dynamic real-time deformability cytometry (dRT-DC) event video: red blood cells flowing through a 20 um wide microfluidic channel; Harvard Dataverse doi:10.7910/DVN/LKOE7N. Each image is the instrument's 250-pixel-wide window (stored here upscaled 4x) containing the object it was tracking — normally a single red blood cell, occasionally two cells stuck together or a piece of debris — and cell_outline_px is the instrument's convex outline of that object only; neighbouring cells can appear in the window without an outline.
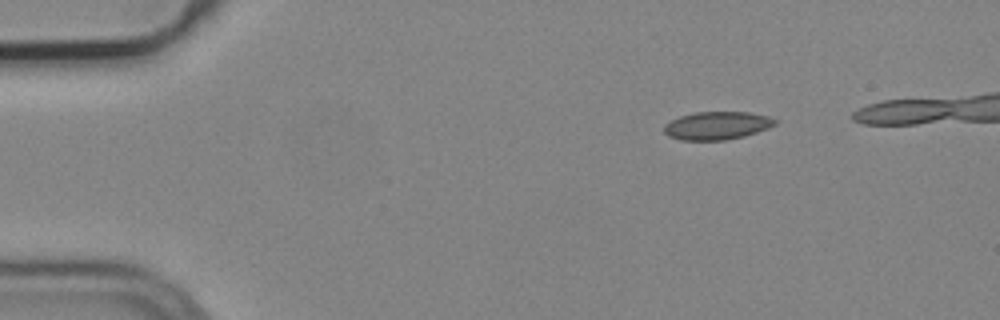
{"species": "common noctule bat (a hibernating species)", "species_latin": "Nyctalus noctula", "temperature_condition": "cold", "stored_images_in_passage": 4, "camera_frame_rate_fps": 3000, "um_per_image_px": 0.085, "animal": {"sex": "male", "body_mass_g": 19.2, "forearm_length_mm": 51.8}, "frame": {"image": 1, "passage_image": 1, "time_ms": 0.0, "image_size_px": [1000, 320], "cell_outline_px": [[776, 124], [768, 128], [744, 136], [724, 140], [680, 140], [668, 136], [664, 132], [664, 124], [680, 116], [696, 112], [748, 112], [768, 116], [776, 120]], "centroid_in_image_um": [60.92, 10.67], "position_along_channel_um": 24.1, "area_um2": 18.03}}